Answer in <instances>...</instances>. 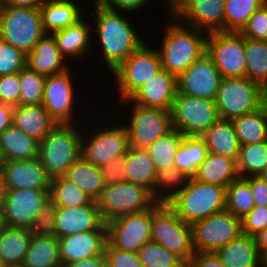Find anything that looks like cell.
<instances>
[{"label": "cell", "mask_w": 267, "mask_h": 267, "mask_svg": "<svg viewBox=\"0 0 267 267\" xmlns=\"http://www.w3.org/2000/svg\"><path fill=\"white\" fill-rule=\"evenodd\" d=\"M92 2L93 12L90 15L95 16V20H92L94 21L92 33H95V36L99 39L96 40L99 41L97 43L101 47L99 49L101 54L99 55L103 61V66L106 65L105 68L111 75L110 72L116 69L146 41H143L141 33L138 34L135 31L134 23L132 24L128 19L130 12L107 9L98 5L94 0ZM126 13H128V16H126Z\"/></svg>", "instance_id": "cell-1"}, {"label": "cell", "mask_w": 267, "mask_h": 267, "mask_svg": "<svg viewBox=\"0 0 267 267\" xmlns=\"http://www.w3.org/2000/svg\"><path fill=\"white\" fill-rule=\"evenodd\" d=\"M167 22L162 26L163 39L160 48H156L163 70L178 77L194 61L206 53L208 34L204 31L181 24L167 12Z\"/></svg>", "instance_id": "cell-2"}, {"label": "cell", "mask_w": 267, "mask_h": 267, "mask_svg": "<svg viewBox=\"0 0 267 267\" xmlns=\"http://www.w3.org/2000/svg\"><path fill=\"white\" fill-rule=\"evenodd\" d=\"M92 114L88 115L87 120L83 123L84 125L82 124L81 157L87 162L101 167L111 160L122 158L126 155V151L129 148L128 133L122 123L117 120L114 121L115 118H112L109 122H103L102 120V122L97 123L96 121L95 123L94 119H92ZM89 116H91L90 119ZM90 120H93L96 125L92 124V121L90 123L91 127L90 124H86Z\"/></svg>", "instance_id": "cell-3"}, {"label": "cell", "mask_w": 267, "mask_h": 267, "mask_svg": "<svg viewBox=\"0 0 267 267\" xmlns=\"http://www.w3.org/2000/svg\"><path fill=\"white\" fill-rule=\"evenodd\" d=\"M82 124H58L39 142L38 159L50 178L63 176L81 157Z\"/></svg>", "instance_id": "cell-4"}, {"label": "cell", "mask_w": 267, "mask_h": 267, "mask_svg": "<svg viewBox=\"0 0 267 267\" xmlns=\"http://www.w3.org/2000/svg\"><path fill=\"white\" fill-rule=\"evenodd\" d=\"M226 188L190 177L186 186L167 204L184 222L208 218L225 210Z\"/></svg>", "instance_id": "cell-5"}, {"label": "cell", "mask_w": 267, "mask_h": 267, "mask_svg": "<svg viewBox=\"0 0 267 267\" xmlns=\"http://www.w3.org/2000/svg\"><path fill=\"white\" fill-rule=\"evenodd\" d=\"M267 102V90L246 77L222 78L215 98L220 119L233 120L254 112Z\"/></svg>", "instance_id": "cell-6"}, {"label": "cell", "mask_w": 267, "mask_h": 267, "mask_svg": "<svg viewBox=\"0 0 267 267\" xmlns=\"http://www.w3.org/2000/svg\"><path fill=\"white\" fill-rule=\"evenodd\" d=\"M72 70L70 68L61 74L45 77L42 105L57 124H82L87 120L83 119L87 110L80 111V90L79 87L76 90Z\"/></svg>", "instance_id": "cell-7"}, {"label": "cell", "mask_w": 267, "mask_h": 267, "mask_svg": "<svg viewBox=\"0 0 267 267\" xmlns=\"http://www.w3.org/2000/svg\"><path fill=\"white\" fill-rule=\"evenodd\" d=\"M45 34L40 8L0 6V38L6 43L27 55Z\"/></svg>", "instance_id": "cell-8"}, {"label": "cell", "mask_w": 267, "mask_h": 267, "mask_svg": "<svg viewBox=\"0 0 267 267\" xmlns=\"http://www.w3.org/2000/svg\"><path fill=\"white\" fill-rule=\"evenodd\" d=\"M151 241L176 253L187 264L195 253L192 226L179 218L167 203L152 206Z\"/></svg>", "instance_id": "cell-9"}, {"label": "cell", "mask_w": 267, "mask_h": 267, "mask_svg": "<svg viewBox=\"0 0 267 267\" xmlns=\"http://www.w3.org/2000/svg\"><path fill=\"white\" fill-rule=\"evenodd\" d=\"M118 102L123 103L121 108H126L124 111L127 108L129 111H127L128 114L125 112L124 116H127L123 118L125 121L122 119L121 123L125 124L131 147L146 148L173 129L168 110L142 107L131 103L128 99Z\"/></svg>", "instance_id": "cell-10"}, {"label": "cell", "mask_w": 267, "mask_h": 267, "mask_svg": "<svg viewBox=\"0 0 267 267\" xmlns=\"http://www.w3.org/2000/svg\"><path fill=\"white\" fill-rule=\"evenodd\" d=\"M162 70L159 53L148 43L129 55L111 72L120 101L128 99L141 85ZM115 77V78H114Z\"/></svg>", "instance_id": "cell-11"}, {"label": "cell", "mask_w": 267, "mask_h": 267, "mask_svg": "<svg viewBox=\"0 0 267 267\" xmlns=\"http://www.w3.org/2000/svg\"><path fill=\"white\" fill-rule=\"evenodd\" d=\"M172 127L184 136H202L219 115L215 100L176 92L170 110Z\"/></svg>", "instance_id": "cell-12"}, {"label": "cell", "mask_w": 267, "mask_h": 267, "mask_svg": "<svg viewBox=\"0 0 267 267\" xmlns=\"http://www.w3.org/2000/svg\"><path fill=\"white\" fill-rule=\"evenodd\" d=\"M156 201L150 191L127 181L105 185L97 205L105 222L120 215L143 212Z\"/></svg>", "instance_id": "cell-13"}, {"label": "cell", "mask_w": 267, "mask_h": 267, "mask_svg": "<svg viewBox=\"0 0 267 267\" xmlns=\"http://www.w3.org/2000/svg\"><path fill=\"white\" fill-rule=\"evenodd\" d=\"M191 226L195 252L215 253L242 234L241 219L227 210L212 214Z\"/></svg>", "instance_id": "cell-14"}, {"label": "cell", "mask_w": 267, "mask_h": 267, "mask_svg": "<svg viewBox=\"0 0 267 267\" xmlns=\"http://www.w3.org/2000/svg\"><path fill=\"white\" fill-rule=\"evenodd\" d=\"M206 53L223 78L245 77V38L239 32L208 33Z\"/></svg>", "instance_id": "cell-15"}, {"label": "cell", "mask_w": 267, "mask_h": 267, "mask_svg": "<svg viewBox=\"0 0 267 267\" xmlns=\"http://www.w3.org/2000/svg\"><path fill=\"white\" fill-rule=\"evenodd\" d=\"M107 242L116 249L137 253L151 241L152 207L120 215L106 222Z\"/></svg>", "instance_id": "cell-16"}, {"label": "cell", "mask_w": 267, "mask_h": 267, "mask_svg": "<svg viewBox=\"0 0 267 267\" xmlns=\"http://www.w3.org/2000/svg\"><path fill=\"white\" fill-rule=\"evenodd\" d=\"M225 0H169V13L181 24L208 33L224 32Z\"/></svg>", "instance_id": "cell-17"}, {"label": "cell", "mask_w": 267, "mask_h": 267, "mask_svg": "<svg viewBox=\"0 0 267 267\" xmlns=\"http://www.w3.org/2000/svg\"><path fill=\"white\" fill-rule=\"evenodd\" d=\"M48 199L49 189L5 190L0 212L2 225L30 229Z\"/></svg>", "instance_id": "cell-18"}, {"label": "cell", "mask_w": 267, "mask_h": 267, "mask_svg": "<svg viewBox=\"0 0 267 267\" xmlns=\"http://www.w3.org/2000/svg\"><path fill=\"white\" fill-rule=\"evenodd\" d=\"M222 78L212 59L205 53L177 77V91L215 100Z\"/></svg>", "instance_id": "cell-19"}, {"label": "cell", "mask_w": 267, "mask_h": 267, "mask_svg": "<svg viewBox=\"0 0 267 267\" xmlns=\"http://www.w3.org/2000/svg\"><path fill=\"white\" fill-rule=\"evenodd\" d=\"M54 228L57 239L87 231L107 230L97 201L93 200L79 207H57Z\"/></svg>", "instance_id": "cell-20"}, {"label": "cell", "mask_w": 267, "mask_h": 267, "mask_svg": "<svg viewBox=\"0 0 267 267\" xmlns=\"http://www.w3.org/2000/svg\"><path fill=\"white\" fill-rule=\"evenodd\" d=\"M0 175L5 190L49 189L50 177L38 158L3 161Z\"/></svg>", "instance_id": "cell-21"}, {"label": "cell", "mask_w": 267, "mask_h": 267, "mask_svg": "<svg viewBox=\"0 0 267 267\" xmlns=\"http://www.w3.org/2000/svg\"><path fill=\"white\" fill-rule=\"evenodd\" d=\"M107 230H93L58 238L62 266L80 260L105 256Z\"/></svg>", "instance_id": "cell-22"}, {"label": "cell", "mask_w": 267, "mask_h": 267, "mask_svg": "<svg viewBox=\"0 0 267 267\" xmlns=\"http://www.w3.org/2000/svg\"><path fill=\"white\" fill-rule=\"evenodd\" d=\"M176 92L177 77L162 69L141 85L128 100L142 107L170 111Z\"/></svg>", "instance_id": "cell-23"}, {"label": "cell", "mask_w": 267, "mask_h": 267, "mask_svg": "<svg viewBox=\"0 0 267 267\" xmlns=\"http://www.w3.org/2000/svg\"><path fill=\"white\" fill-rule=\"evenodd\" d=\"M91 23L83 17L74 25L51 33L61 55L67 61L68 59L75 62L81 61V59H85L95 49L94 47L97 44L94 46L92 44H94L93 41L96 40V37L92 35L93 28Z\"/></svg>", "instance_id": "cell-24"}, {"label": "cell", "mask_w": 267, "mask_h": 267, "mask_svg": "<svg viewBox=\"0 0 267 267\" xmlns=\"http://www.w3.org/2000/svg\"><path fill=\"white\" fill-rule=\"evenodd\" d=\"M69 62V64L67 63ZM26 66L45 77L66 72L72 66L59 51L54 37L46 33L27 54Z\"/></svg>", "instance_id": "cell-25"}, {"label": "cell", "mask_w": 267, "mask_h": 267, "mask_svg": "<svg viewBox=\"0 0 267 267\" xmlns=\"http://www.w3.org/2000/svg\"><path fill=\"white\" fill-rule=\"evenodd\" d=\"M81 4V5H79ZM84 3L74 0H48L41 3L43 28L46 33H53L57 30L74 25L82 19L85 12Z\"/></svg>", "instance_id": "cell-26"}, {"label": "cell", "mask_w": 267, "mask_h": 267, "mask_svg": "<svg viewBox=\"0 0 267 267\" xmlns=\"http://www.w3.org/2000/svg\"><path fill=\"white\" fill-rule=\"evenodd\" d=\"M12 124L39 142L58 125L42 104L14 106Z\"/></svg>", "instance_id": "cell-27"}, {"label": "cell", "mask_w": 267, "mask_h": 267, "mask_svg": "<svg viewBox=\"0 0 267 267\" xmlns=\"http://www.w3.org/2000/svg\"><path fill=\"white\" fill-rule=\"evenodd\" d=\"M215 254L225 267H261V255L254 237L240 234Z\"/></svg>", "instance_id": "cell-28"}, {"label": "cell", "mask_w": 267, "mask_h": 267, "mask_svg": "<svg viewBox=\"0 0 267 267\" xmlns=\"http://www.w3.org/2000/svg\"><path fill=\"white\" fill-rule=\"evenodd\" d=\"M39 141L11 124L0 134V155L3 161L38 158Z\"/></svg>", "instance_id": "cell-29"}, {"label": "cell", "mask_w": 267, "mask_h": 267, "mask_svg": "<svg viewBox=\"0 0 267 267\" xmlns=\"http://www.w3.org/2000/svg\"><path fill=\"white\" fill-rule=\"evenodd\" d=\"M27 228L0 227V263L4 267H21L31 241Z\"/></svg>", "instance_id": "cell-30"}, {"label": "cell", "mask_w": 267, "mask_h": 267, "mask_svg": "<svg viewBox=\"0 0 267 267\" xmlns=\"http://www.w3.org/2000/svg\"><path fill=\"white\" fill-rule=\"evenodd\" d=\"M193 177L201 182L227 188L240 176L236 159L209 152Z\"/></svg>", "instance_id": "cell-31"}, {"label": "cell", "mask_w": 267, "mask_h": 267, "mask_svg": "<svg viewBox=\"0 0 267 267\" xmlns=\"http://www.w3.org/2000/svg\"><path fill=\"white\" fill-rule=\"evenodd\" d=\"M201 137L208 152L237 160L241 145L232 120L219 119Z\"/></svg>", "instance_id": "cell-32"}, {"label": "cell", "mask_w": 267, "mask_h": 267, "mask_svg": "<svg viewBox=\"0 0 267 267\" xmlns=\"http://www.w3.org/2000/svg\"><path fill=\"white\" fill-rule=\"evenodd\" d=\"M124 158L125 181L147 188L150 193L156 170L149 153L144 148L129 146Z\"/></svg>", "instance_id": "cell-33"}, {"label": "cell", "mask_w": 267, "mask_h": 267, "mask_svg": "<svg viewBox=\"0 0 267 267\" xmlns=\"http://www.w3.org/2000/svg\"><path fill=\"white\" fill-rule=\"evenodd\" d=\"M83 190L93 201H97L105 188L100 167L79 157L63 175Z\"/></svg>", "instance_id": "cell-34"}, {"label": "cell", "mask_w": 267, "mask_h": 267, "mask_svg": "<svg viewBox=\"0 0 267 267\" xmlns=\"http://www.w3.org/2000/svg\"><path fill=\"white\" fill-rule=\"evenodd\" d=\"M21 267H62L55 235H32Z\"/></svg>", "instance_id": "cell-35"}, {"label": "cell", "mask_w": 267, "mask_h": 267, "mask_svg": "<svg viewBox=\"0 0 267 267\" xmlns=\"http://www.w3.org/2000/svg\"><path fill=\"white\" fill-rule=\"evenodd\" d=\"M241 146L267 142V102L258 110L232 120Z\"/></svg>", "instance_id": "cell-36"}, {"label": "cell", "mask_w": 267, "mask_h": 267, "mask_svg": "<svg viewBox=\"0 0 267 267\" xmlns=\"http://www.w3.org/2000/svg\"><path fill=\"white\" fill-rule=\"evenodd\" d=\"M208 153L206 143L201 136H184L176 153L174 166L193 177Z\"/></svg>", "instance_id": "cell-37"}, {"label": "cell", "mask_w": 267, "mask_h": 267, "mask_svg": "<svg viewBox=\"0 0 267 267\" xmlns=\"http://www.w3.org/2000/svg\"><path fill=\"white\" fill-rule=\"evenodd\" d=\"M189 179L190 176L175 166L157 171L151 189L153 199L158 203H168L186 186Z\"/></svg>", "instance_id": "cell-38"}, {"label": "cell", "mask_w": 267, "mask_h": 267, "mask_svg": "<svg viewBox=\"0 0 267 267\" xmlns=\"http://www.w3.org/2000/svg\"><path fill=\"white\" fill-rule=\"evenodd\" d=\"M246 75L267 90V41L245 38Z\"/></svg>", "instance_id": "cell-39"}, {"label": "cell", "mask_w": 267, "mask_h": 267, "mask_svg": "<svg viewBox=\"0 0 267 267\" xmlns=\"http://www.w3.org/2000/svg\"><path fill=\"white\" fill-rule=\"evenodd\" d=\"M183 138L184 135L173 128L153 144L144 148L149 153L156 171L174 166L175 156Z\"/></svg>", "instance_id": "cell-40"}, {"label": "cell", "mask_w": 267, "mask_h": 267, "mask_svg": "<svg viewBox=\"0 0 267 267\" xmlns=\"http://www.w3.org/2000/svg\"><path fill=\"white\" fill-rule=\"evenodd\" d=\"M49 199L57 207H79L92 201L83 190L64 176L50 179Z\"/></svg>", "instance_id": "cell-41"}, {"label": "cell", "mask_w": 267, "mask_h": 267, "mask_svg": "<svg viewBox=\"0 0 267 267\" xmlns=\"http://www.w3.org/2000/svg\"><path fill=\"white\" fill-rule=\"evenodd\" d=\"M236 162L241 178L259 176L267 166V142L241 146Z\"/></svg>", "instance_id": "cell-42"}, {"label": "cell", "mask_w": 267, "mask_h": 267, "mask_svg": "<svg viewBox=\"0 0 267 267\" xmlns=\"http://www.w3.org/2000/svg\"><path fill=\"white\" fill-rule=\"evenodd\" d=\"M253 200L249 182L239 177L226 188L225 210L242 219L255 207Z\"/></svg>", "instance_id": "cell-43"}, {"label": "cell", "mask_w": 267, "mask_h": 267, "mask_svg": "<svg viewBox=\"0 0 267 267\" xmlns=\"http://www.w3.org/2000/svg\"><path fill=\"white\" fill-rule=\"evenodd\" d=\"M263 0H225L224 32H240Z\"/></svg>", "instance_id": "cell-44"}, {"label": "cell", "mask_w": 267, "mask_h": 267, "mask_svg": "<svg viewBox=\"0 0 267 267\" xmlns=\"http://www.w3.org/2000/svg\"><path fill=\"white\" fill-rule=\"evenodd\" d=\"M137 254L144 267H187L180 256L153 241L147 242Z\"/></svg>", "instance_id": "cell-45"}, {"label": "cell", "mask_w": 267, "mask_h": 267, "mask_svg": "<svg viewBox=\"0 0 267 267\" xmlns=\"http://www.w3.org/2000/svg\"><path fill=\"white\" fill-rule=\"evenodd\" d=\"M19 105L42 104L45 76L30 70L27 66L19 72Z\"/></svg>", "instance_id": "cell-46"}, {"label": "cell", "mask_w": 267, "mask_h": 267, "mask_svg": "<svg viewBox=\"0 0 267 267\" xmlns=\"http://www.w3.org/2000/svg\"><path fill=\"white\" fill-rule=\"evenodd\" d=\"M27 55L0 38V76L19 73L26 67Z\"/></svg>", "instance_id": "cell-47"}, {"label": "cell", "mask_w": 267, "mask_h": 267, "mask_svg": "<svg viewBox=\"0 0 267 267\" xmlns=\"http://www.w3.org/2000/svg\"><path fill=\"white\" fill-rule=\"evenodd\" d=\"M57 206L48 199L35 216L30 231L33 235H55V213Z\"/></svg>", "instance_id": "cell-48"}, {"label": "cell", "mask_w": 267, "mask_h": 267, "mask_svg": "<svg viewBox=\"0 0 267 267\" xmlns=\"http://www.w3.org/2000/svg\"><path fill=\"white\" fill-rule=\"evenodd\" d=\"M244 38L267 41V8L262 4L239 32Z\"/></svg>", "instance_id": "cell-49"}, {"label": "cell", "mask_w": 267, "mask_h": 267, "mask_svg": "<svg viewBox=\"0 0 267 267\" xmlns=\"http://www.w3.org/2000/svg\"><path fill=\"white\" fill-rule=\"evenodd\" d=\"M106 267H144L137 253L113 248L108 242L104 250Z\"/></svg>", "instance_id": "cell-50"}, {"label": "cell", "mask_w": 267, "mask_h": 267, "mask_svg": "<svg viewBox=\"0 0 267 267\" xmlns=\"http://www.w3.org/2000/svg\"><path fill=\"white\" fill-rule=\"evenodd\" d=\"M242 233L255 237L267 227V207L255 206L241 219Z\"/></svg>", "instance_id": "cell-51"}, {"label": "cell", "mask_w": 267, "mask_h": 267, "mask_svg": "<svg viewBox=\"0 0 267 267\" xmlns=\"http://www.w3.org/2000/svg\"><path fill=\"white\" fill-rule=\"evenodd\" d=\"M20 90L19 73L0 76V103L18 106Z\"/></svg>", "instance_id": "cell-52"}, {"label": "cell", "mask_w": 267, "mask_h": 267, "mask_svg": "<svg viewBox=\"0 0 267 267\" xmlns=\"http://www.w3.org/2000/svg\"><path fill=\"white\" fill-rule=\"evenodd\" d=\"M100 169L105 185L125 181V166L123 157L103 164Z\"/></svg>", "instance_id": "cell-53"}, {"label": "cell", "mask_w": 267, "mask_h": 267, "mask_svg": "<svg viewBox=\"0 0 267 267\" xmlns=\"http://www.w3.org/2000/svg\"><path fill=\"white\" fill-rule=\"evenodd\" d=\"M98 5L111 10L126 11L132 15L139 12L151 0H94Z\"/></svg>", "instance_id": "cell-54"}, {"label": "cell", "mask_w": 267, "mask_h": 267, "mask_svg": "<svg viewBox=\"0 0 267 267\" xmlns=\"http://www.w3.org/2000/svg\"><path fill=\"white\" fill-rule=\"evenodd\" d=\"M245 179L250 184L255 206L267 207V182L259 176H251Z\"/></svg>", "instance_id": "cell-55"}, {"label": "cell", "mask_w": 267, "mask_h": 267, "mask_svg": "<svg viewBox=\"0 0 267 267\" xmlns=\"http://www.w3.org/2000/svg\"><path fill=\"white\" fill-rule=\"evenodd\" d=\"M187 267H225L215 253L195 252Z\"/></svg>", "instance_id": "cell-56"}, {"label": "cell", "mask_w": 267, "mask_h": 267, "mask_svg": "<svg viewBox=\"0 0 267 267\" xmlns=\"http://www.w3.org/2000/svg\"><path fill=\"white\" fill-rule=\"evenodd\" d=\"M62 267H106L105 256H95L93 258L80 260Z\"/></svg>", "instance_id": "cell-57"}, {"label": "cell", "mask_w": 267, "mask_h": 267, "mask_svg": "<svg viewBox=\"0 0 267 267\" xmlns=\"http://www.w3.org/2000/svg\"><path fill=\"white\" fill-rule=\"evenodd\" d=\"M13 107L0 103V134L12 124Z\"/></svg>", "instance_id": "cell-58"}, {"label": "cell", "mask_w": 267, "mask_h": 267, "mask_svg": "<svg viewBox=\"0 0 267 267\" xmlns=\"http://www.w3.org/2000/svg\"><path fill=\"white\" fill-rule=\"evenodd\" d=\"M1 6L40 8L41 3L38 0H1Z\"/></svg>", "instance_id": "cell-59"}, {"label": "cell", "mask_w": 267, "mask_h": 267, "mask_svg": "<svg viewBox=\"0 0 267 267\" xmlns=\"http://www.w3.org/2000/svg\"><path fill=\"white\" fill-rule=\"evenodd\" d=\"M254 238L256 241V246L258 248V252L260 255H262L264 252L267 251V227Z\"/></svg>", "instance_id": "cell-60"}, {"label": "cell", "mask_w": 267, "mask_h": 267, "mask_svg": "<svg viewBox=\"0 0 267 267\" xmlns=\"http://www.w3.org/2000/svg\"><path fill=\"white\" fill-rule=\"evenodd\" d=\"M4 185H3V181L0 175V209H2V204H3V199H4Z\"/></svg>", "instance_id": "cell-61"}, {"label": "cell", "mask_w": 267, "mask_h": 267, "mask_svg": "<svg viewBox=\"0 0 267 267\" xmlns=\"http://www.w3.org/2000/svg\"><path fill=\"white\" fill-rule=\"evenodd\" d=\"M261 267H267V251L261 255Z\"/></svg>", "instance_id": "cell-62"}, {"label": "cell", "mask_w": 267, "mask_h": 267, "mask_svg": "<svg viewBox=\"0 0 267 267\" xmlns=\"http://www.w3.org/2000/svg\"><path fill=\"white\" fill-rule=\"evenodd\" d=\"M259 177H261L263 180H265L267 182V166L261 172V174L259 175Z\"/></svg>", "instance_id": "cell-63"}, {"label": "cell", "mask_w": 267, "mask_h": 267, "mask_svg": "<svg viewBox=\"0 0 267 267\" xmlns=\"http://www.w3.org/2000/svg\"><path fill=\"white\" fill-rule=\"evenodd\" d=\"M162 1H164V3L166 2L164 5L167 6V7H166V11H164V12H167V11L169 12V0H162ZM166 4H167V5H166ZM167 8H168V9H167Z\"/></svg>", "instance_id": "cell-64"}, {"label": "cell", "mask_w": 267, "mask_h": 267, "mask_svg": "<svg viewBox=\"0 0 267 267\" xmlns=\"http://www.w3.org/2000/svg\"><path fill=\"white\" fill-rule=\"evenodd\" d=\"M263 4L267 8V0H263Z\"/></svg>", "instance_id": "cell-65"}, {"label": "cell", "mask_w": 267, "mask_h": 267, "mask_svg": "<svg viewBox=\"0 0 267 267\" xmlns=\"http://www.w3.org/2000/svg\"><path fill=\"white\" fill-rule=\"evenodd\" d=\"M3 160H2V157L0 155V168H1V164H2Z\"/></svg>", "instance_id": "cell-66"}, {"label": "cell", "mask_w": 267, "mask_h": 267, "mask_svg": "<svg viewBox=\"0 0 267 267\" xmlns=\"http://www.w3.org/2000/svg\"><path fill=\"white\" fill-rule=\"evenodd\" d=\"M40 3H44V2H46V1H48V0H38Z\"/></svg>", "instance_id": "cell-67"}, {"label": "cell", "mask_w": 267, "mask_h": 267, "mask_svg": "<svg viewBox=\"0 0 267 267\" xmlns=\"http://www.w3.org/2000/svg\"><path fill=\"white\" fill-rule=\"evenodd\" d=\"M0 212H1V209H0ZM2 226V223H1V214H0V227Z\"/></svg>", "instance_id": "cell-68"}]
</instances>
